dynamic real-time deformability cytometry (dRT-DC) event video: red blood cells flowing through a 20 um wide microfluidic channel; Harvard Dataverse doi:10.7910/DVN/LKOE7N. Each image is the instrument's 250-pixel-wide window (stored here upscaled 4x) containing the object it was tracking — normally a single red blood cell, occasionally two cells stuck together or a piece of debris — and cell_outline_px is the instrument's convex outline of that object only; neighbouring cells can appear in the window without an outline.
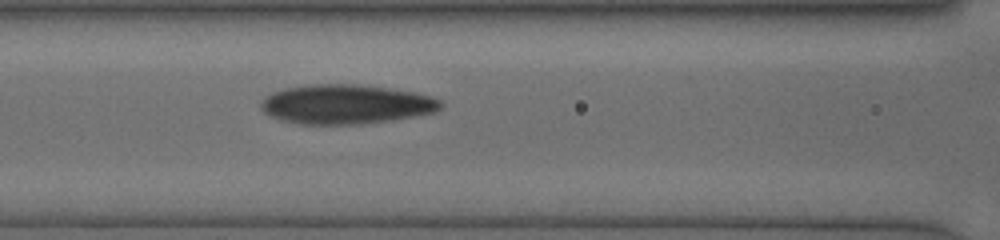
{"species": "human", "species_latin": "Homo sapiens", "temperature_condition": "cold", "stored_images_in_passage": 5, "segment_of_instrument_passage": [1, 2], "camera_frame_rate_fps": 3000, "um_per_image_px": 0.085, "donor": {"sex": "female"}, "frame": {"image": 1, "passage_image": 4, "time_ms": 1.667, "image_size_px": [1000, 240], "cell_outline_px": [[444, 104], [436, 112], [412, 116], [360, 124], [300, 124], [280, 120], [264, 112], [260, 108], [260, 104], [268, 96], [284, 88], [312, 84], [360, 84], [416, 92], [432, 96], [440, 100]], "centroid_in_image_um": [29.43, 8.85], "position_along_channel_um": 137.2, "area_um2": 41.04}}